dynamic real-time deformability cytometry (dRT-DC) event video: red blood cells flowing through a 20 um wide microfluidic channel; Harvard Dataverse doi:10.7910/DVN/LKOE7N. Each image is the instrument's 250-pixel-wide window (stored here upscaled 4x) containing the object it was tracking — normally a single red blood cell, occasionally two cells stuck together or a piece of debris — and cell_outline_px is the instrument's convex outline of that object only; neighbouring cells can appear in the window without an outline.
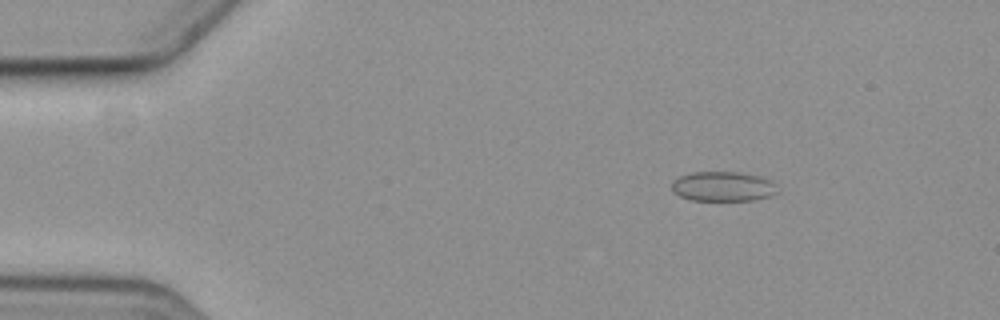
{"species": "common noctule bat (a hibernating species)", "species_latin": "Nyctalus noctula", "temperature_condition": "cold", "stored_images_in_passage": 15, "camera_frame_rate_fps": 3000, "um_per_image_px": 0.085, "animal": {"sex": "female", "body_mass_g": 19.3, "forearm_length_mm": 54.1}, "frame": {"image": 1, "passage_image": 5, "time_ms": 1.333, "image_size_px": [1000, 320], "cell_outline_px": [[772, 192], [768, 196], [752, 200], [692, 200], [680, 196], [672, 188], [672, 180], [680, 176], [692, 172], [740, 172], [760, 176], [768, 180], [772, 184]], "centroid_in_image_um": [61.35, 15.83], "position_along_channel_um": 23.7, "area_um2": 17.74}}